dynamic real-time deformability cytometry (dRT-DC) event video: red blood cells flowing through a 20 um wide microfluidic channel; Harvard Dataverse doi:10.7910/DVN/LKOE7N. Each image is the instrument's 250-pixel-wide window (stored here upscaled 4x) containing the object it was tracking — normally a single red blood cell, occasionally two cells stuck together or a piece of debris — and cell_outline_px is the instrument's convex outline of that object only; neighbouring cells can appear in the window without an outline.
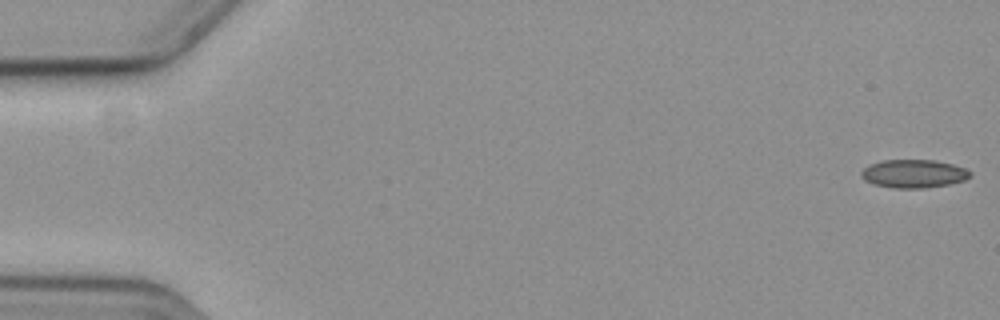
{"species": "common noctule bat (a hibernating species)", "species_latin": "Nyctalus noctula", "temperature_condition": "cold", "stored_images_in_passage": 49, "camera_frame_rate_fps": 3000, "um_per_image_px": 0.085, "animal": {"sex": "female", "body_mass_g": 19.3, "forearm_length_mm": 54.1}, "frame": {"image": 1, "passage_image": 1, "time_ms": 0.0, "image_size_px": [1000, 320], "cell_outline_px": [[972, 176], [964, 180], [948, 184], [924, 188], [896, 188], [876, 184], [864, 180], [860, 176], [860, 172], [868, 164], [880, 160], [936, 160], [968, 168], [972, 172]], "centroid_in_image_um": [77.68, 14.75], "position_along_channel_um": 7.3, "area_um2": 18.09}}
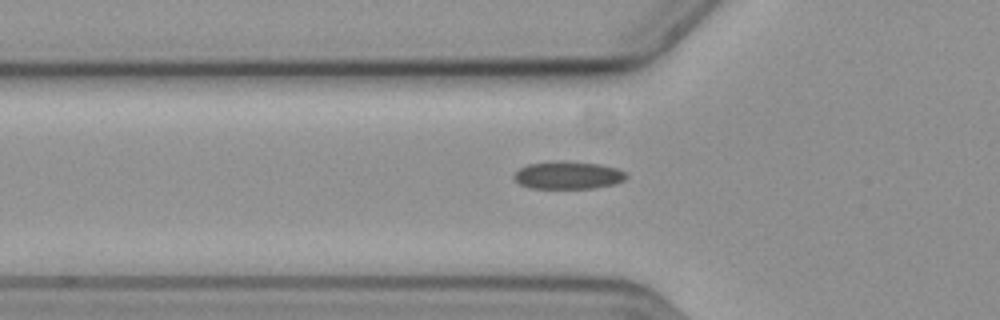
{"frame": {"image": 2, "passage_image": 20, "time_ms": 6.333, "image_size_px": [1000, 320], "cell_outline_px": [[628, 176], [624, 180], [616, 184], [592, 188], [528, 188], [520, 184], [512, 176], [520, 168], [528, 164], [560, 160], [564, 160], [600, 164], [616, 168], [624, 172]], "centroid_in_image_um": [48.28, 14.89], "position_along_channel_um": 77.5, "area_um2": 18.21}}
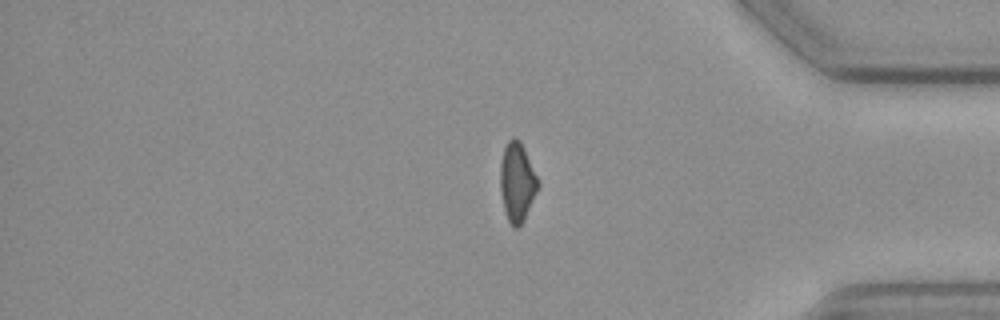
{"frame": {"image": 3, "passage_image": 48, "time_ms": 15.667, "image_size_px": [1000, 320], "cell_outline_px": [[540, 184], [524, 220], [516, 228], [512, 228], [504, 212], [500, 192], [500, 164], [504, 148], [508, 140], [512, 136], [520, 140], [540, 180]], "centroid_in_image_um": [43.95, 15.47], "position_along_channel_um": 391.2, "area_um2": 17.69}}